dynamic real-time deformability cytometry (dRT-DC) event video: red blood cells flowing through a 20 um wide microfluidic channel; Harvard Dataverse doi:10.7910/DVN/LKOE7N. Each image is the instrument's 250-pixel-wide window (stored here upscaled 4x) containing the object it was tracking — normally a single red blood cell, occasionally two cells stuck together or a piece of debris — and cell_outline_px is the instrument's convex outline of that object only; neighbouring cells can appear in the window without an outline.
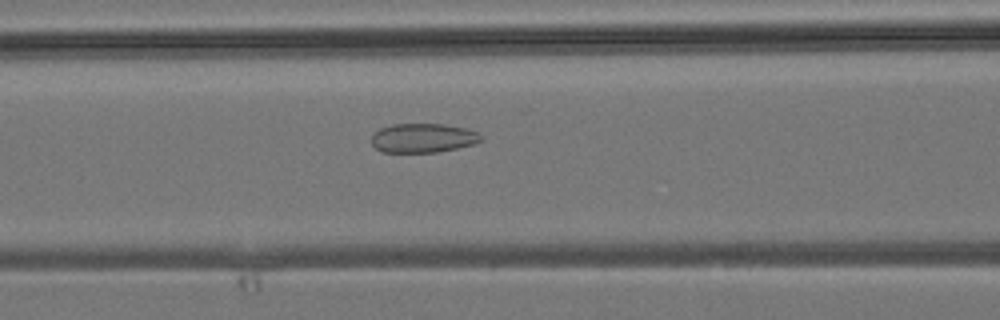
{"species": "common noctule bat (a hibernating species)", "species_latin": "Nyctalus noctula", "temperature_condition": "room temperature", "stored_images_in_passage": 45, "camera_frame_rate_fps": 3000, "um_per_image_px": 0.085, "animal": {"sex": "male", "body_mass_g": 19.2, "forearm_length_mm": 51.8}, "frame": {"image": 1, "passage_image": 19, "time_ms": 6.0, "image_size_px": [1000, 320], "cell_outline_px": [[484, 140], [476, 144], [436, 152], [380, 152], [372, 144], [372, 136], [380, 128], [392, 124], [444, 124], [464, 128], [476, 132], [484, 136]], "centroid_in_image_um": [35.98, 11.73], "position_along_channel_um": 130.6, "area_um2": 18.67}}
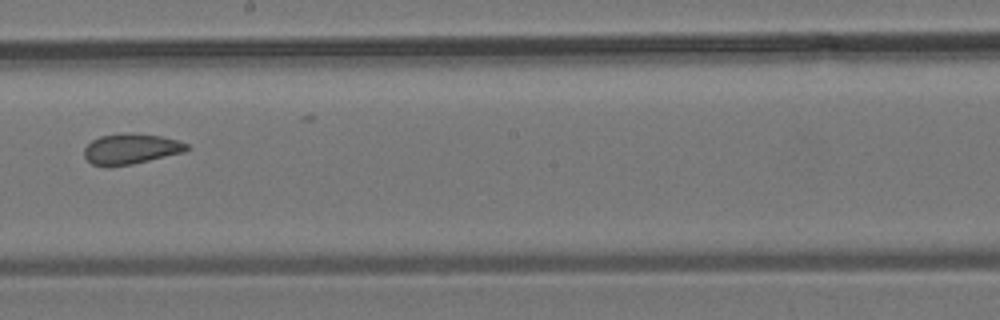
{"frame": {"image": 2, "passage_image": 26, "time_ms": 8.333, "image_size_px": [1000, 320], "cell_outline_px": [[188, 148], [184, 152], [132, 164], [92, 164], [84, 156], [84, 148], [92, 140], [100, 136], [160, 136], [176, 140], [188, 144]], "centroid_in_image_um": [11.14, 12.68], "position_along_channel_um": 237.1, "area_um2": 16.82}}
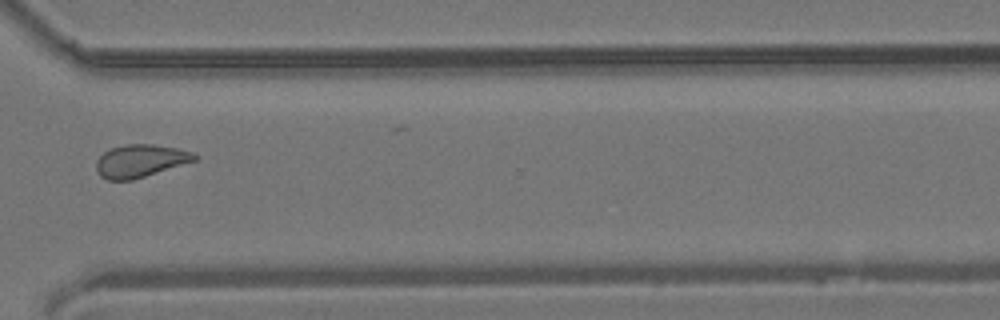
{"frame": {"image": 3, "passage_image": 34, "time_ms": 11.0, "image_size_px": [1000, 320], "cell_outline_px": [[200, 156], [196, 160], [132, 180], [108, 180], [100, 176], [96, 168], [96, 160], [104, 152], [112, 148], [128, 144], [152, 144], [176, 148], [192, 152]], "centroid_in_image_um": [11.92, 13.67], "position_along_channel_um": 358.7, "area_um2": 18.55}}